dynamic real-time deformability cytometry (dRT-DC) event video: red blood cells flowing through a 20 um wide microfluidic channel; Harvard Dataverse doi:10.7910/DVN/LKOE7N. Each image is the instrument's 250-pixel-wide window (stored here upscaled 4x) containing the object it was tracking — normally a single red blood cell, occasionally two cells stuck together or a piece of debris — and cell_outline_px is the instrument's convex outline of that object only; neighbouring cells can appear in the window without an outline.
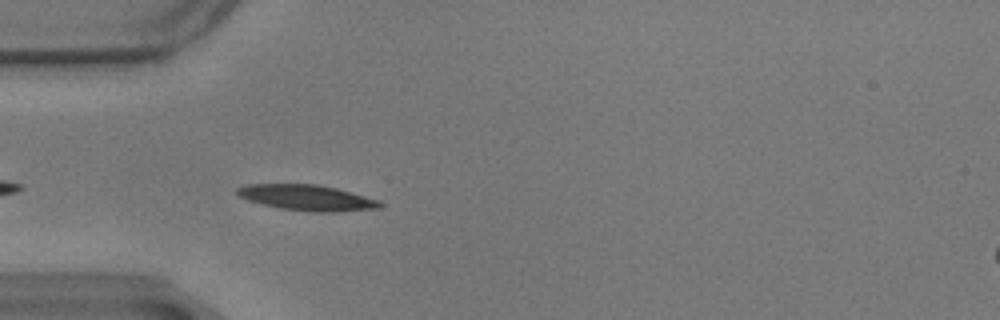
{"species": "common noctule bat (a hibernating species)", "species_latin": "Nyctalus noctula", "temperature_condition": "warm", "stored_images_in_passage": 7, "camera_frame_rate_fps": 3000, "um_per_image_px": 0.085, "animal": {"sex": "male", "body_mass_g": 17.9}, "frame": {"image": 1, "passage_image": 4, "time_ms": 1.0, "image_size_px": [1000, 320], "cell_outline_px": [[380, 204], [376, 208], [340, 212], [312, 212], [280, 208], [260, 204], [248, 200], [240, 196], [236, 192], [236, 188], [248, 184], [316, 184], [336, 188], [364, 196], [376, 200]], "centroid_in_image_um": [26.01, 16.8], "position_along_channel_um": 59.0, "area_um2": 21.1}}